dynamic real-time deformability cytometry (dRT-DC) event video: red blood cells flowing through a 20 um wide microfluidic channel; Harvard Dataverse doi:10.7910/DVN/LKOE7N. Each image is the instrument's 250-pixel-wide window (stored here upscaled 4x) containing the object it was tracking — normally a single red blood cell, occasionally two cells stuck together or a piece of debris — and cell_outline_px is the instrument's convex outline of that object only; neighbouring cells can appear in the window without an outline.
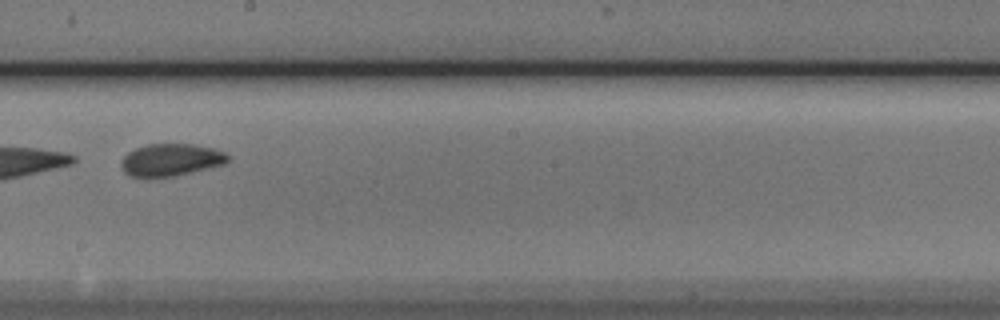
{"species": "Egyptian fruit bat (a non-hibernating species)", "species_latin": "Rousettus aegyptiacus", "temperature_condition": "cold", "stored_images_in_passage": 7, "camera_frame_rate_fps": 3000, "um_per_image_px": 0.085, "animal": {"sex": "male"}, "frame": {"image": 1, "passage_image": 5, "time_ms": 1.333, "image_size_px": [1000, 320], "cell_outline_px": [[232, 156], [224, 164], [172, 176], [144, 180], [128, 176], [120, 168], [120, 160], [128, 152], [136, 148], [148, 144], [192, 144], [216, 148]], "centroid_in_image_um": [14.46, 13.61], "position_along_channel_um": 233.7, "area_um2": 20.63}}
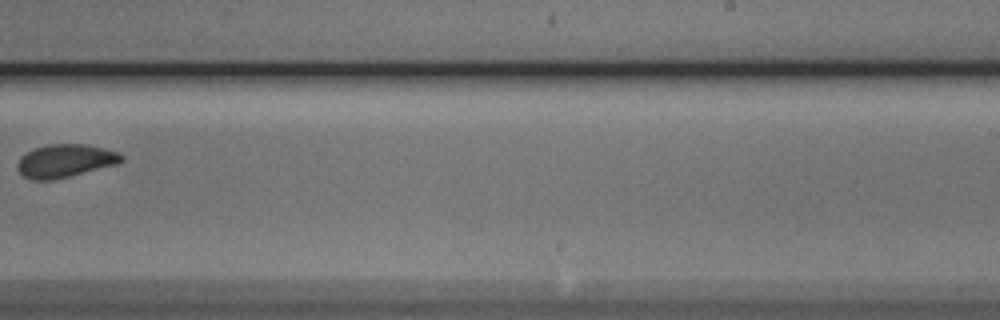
{"frame": {"image": 2, "passage_image": 6, "time_ms": 1.667, "image_size_px": [1000, 320], "cell_outline_px": [[124, 160], [116, 164], [52, 180], [32, 180], [24, 176], [16, 168], [16, 164], [20, 156], [32, 148], [48, 144], [88, 144], [120, 152], [124, 156]], "centroid_in_image_um": [5.51, 13.65], "position_along_channel_um": 283.5, "area_um2": 20.17}}